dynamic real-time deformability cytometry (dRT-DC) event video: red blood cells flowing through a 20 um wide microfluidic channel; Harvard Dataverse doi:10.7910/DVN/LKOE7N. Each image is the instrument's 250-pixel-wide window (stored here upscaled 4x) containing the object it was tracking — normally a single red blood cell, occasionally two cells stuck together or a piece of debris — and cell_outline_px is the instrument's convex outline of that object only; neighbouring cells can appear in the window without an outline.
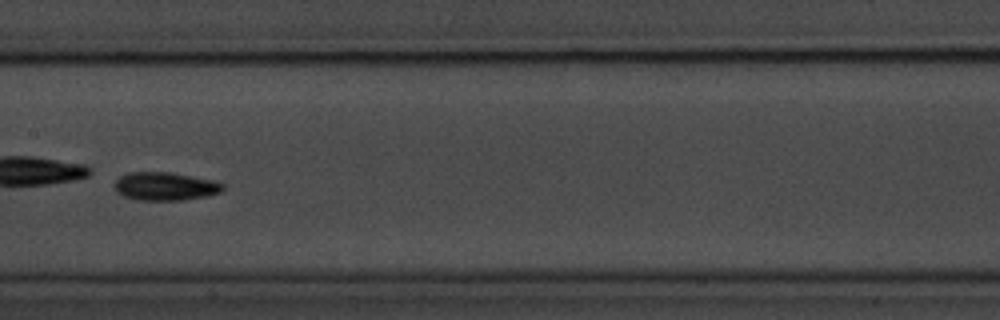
{"species": "common noctule bat (a hibernating species)", "species_latin": "Nyctalus noctula", "temperature_condition": "room temperature", "stored_images_in_passage": 38, "camera_frame_rate_fps": 3000, "um_per_image_px": 0.085, "animal": {"sex": "male", "body_mass_g": 20.1, "forearm_length_mm": 53.5}, "frame": {"image": 1, "passage_image": 12, "time_ms": 3.667, "image_size_px": [1000, 320], "cell_outline_px": [[224, 188], [220, 192], [208, 196], [180, 200], [136, 200], [124, 196], [116, 192], [116, 180], [120, 176], [128, 172], [168, 172], [212, 180], [224, 184]], "centroid_in_image_um": [14.03, 15.84], "position_along_channel_um": 193.4, "area_um2": 17.69}}